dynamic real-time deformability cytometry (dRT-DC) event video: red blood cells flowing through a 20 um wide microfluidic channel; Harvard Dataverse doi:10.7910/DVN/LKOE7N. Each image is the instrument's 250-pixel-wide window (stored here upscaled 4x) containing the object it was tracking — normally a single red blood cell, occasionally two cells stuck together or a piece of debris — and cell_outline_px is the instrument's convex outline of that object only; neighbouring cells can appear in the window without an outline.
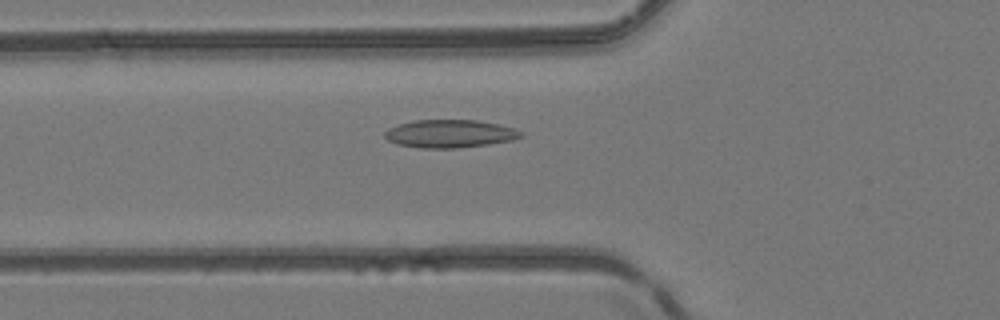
{"species": "common noctule bat (a hibernating species)", "species_latin": "Nyctalus noctula", "temperature_condition": "room temperature", "stored_images_in_passage": 38, "camera_frame_rate_fps": 3000, "um_per_image_px": 0.085, "animal": {"sex": "female", "body_mass_g": 24.6, "forearm_length_mm": 56.2}, "frame": {"image": 1, "passage_image": 6, "time_ms": 1.667, "image_size_px": [1000, 320], "cell_outline_px": [[524, 136], [512, 140], [488, 144], [460, 148], [420, 148], [396, 144], [388, 140], [384, 136], [384, 132], [388, 128], [412, 120], [476, 120], [500, 124], [516, 128], [524, 132]], "centroid_in_image_um": [38.26, 11.36], "position_along_channel_um": 87.5, "area_um2": 22.43}}
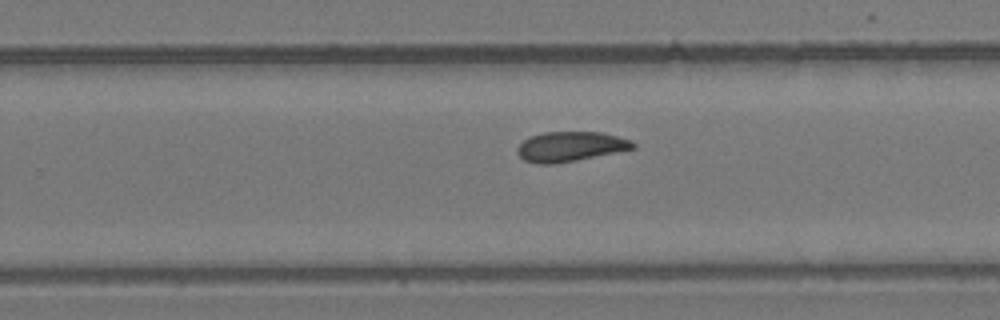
{"frame": {"image": 2, "passage_image": 20, "time_ms": 6.333, "image_size_px": [1000, 320], "cell_outline_px": [[636, 148], [556, 164], [536, 164], [524, 160], [516, 152], [516, 148], [528, 136], [544, 132], [600, 132], [616, 136], [628, 140], [636, 144]], "centroid_in_image_um": [48.42, 12.46], "position_along_channel_um": 281.4, "area_um2": 20.06}}
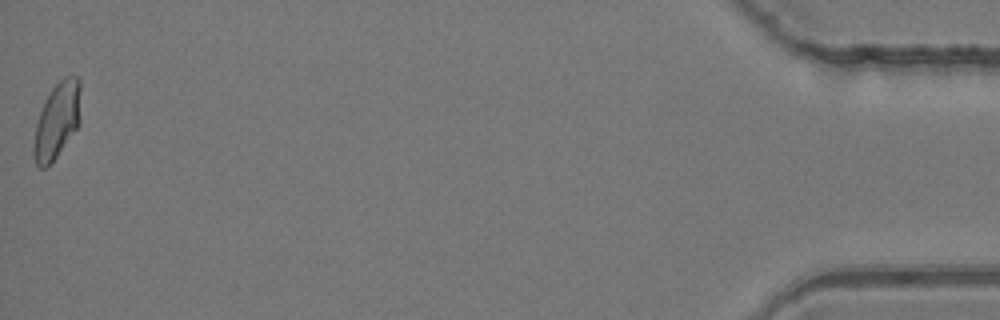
{"frame": {"image": 3, "passage_image": 38, "time_ms": 12.333, "image_size_px": [1000, 320], "cell_outline_px": [[80, 124], [56, 156], [44, 168], [40, 168], [36, 164], [32, 152], [32, 148], [36, 124], [40, 112], [52, 88], [64, 76], [76, 76], [80, 80]], "centroid_in_image_um": [4.85, 10.23], "position_along_channel_um": 430.3, "area_um2": 20.58}}